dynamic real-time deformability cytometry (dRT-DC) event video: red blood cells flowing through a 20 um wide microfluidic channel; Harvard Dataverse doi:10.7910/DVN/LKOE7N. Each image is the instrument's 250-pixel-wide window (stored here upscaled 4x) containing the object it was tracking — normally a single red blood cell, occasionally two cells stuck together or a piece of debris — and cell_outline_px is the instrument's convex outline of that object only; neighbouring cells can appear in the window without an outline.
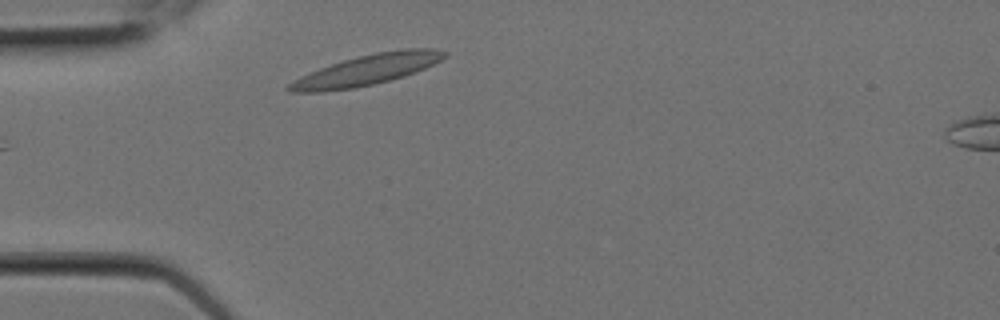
{"species": "Egyptian fruit bat (a non-hibernating species)", "species_latin": "Rousettus aegyptiacus", "temperature_condition": "room temperature", "stored_images_in_passage": 7, "camera_frame_rate_fps": 3000, "um_per_image_px": 0.085, "animal": {"sex": "female"}, "frame": {"image": 1, "passage_image": 7, "time_ms": 2.0, "image_size_px": [1000, 320], "cell_outline_px": [[448, 56], [424, 68], [404, 76], [372, 84], [352, 88], [324, 92], [292, 92], [284, 88], [288, 84], [300, 76], [320, 68], [344, 60], [376, 52], [404, 48], [432, 48], [448, 52]], "centroid_in_image_um": [31.17, 5.94], "position_along_channel_um": 53.8, "area_um2": 27.28}}